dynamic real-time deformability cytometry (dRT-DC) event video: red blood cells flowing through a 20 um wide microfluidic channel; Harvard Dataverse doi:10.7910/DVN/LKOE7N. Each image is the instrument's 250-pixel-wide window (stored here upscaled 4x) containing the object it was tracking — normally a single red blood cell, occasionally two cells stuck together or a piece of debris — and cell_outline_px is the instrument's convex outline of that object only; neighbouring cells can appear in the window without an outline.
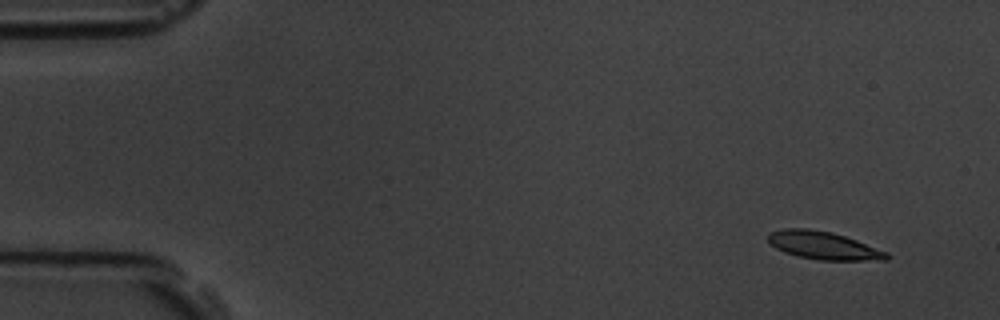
{"species": "common noctule bat (a hibernating species)", "species_latin": "Nyctalus noctula", "temperature_condition": "room temperature", "stored_images_in_passage": 7, "camera_frame_rate_fps": 3000, "um_per_image_px": 0.085, "animal": {"sex": "male", "body_mass_g": 19.5, "forearm_length_mm": 54.6}, "frame": {"image": 1, "passage_image": 1, "time_ms": 0.0, "image_size_px": [1000, 320], "cell_outline_px": [[892, 256], [888, 260], [820, 260], [800, 256], [784, 252], [776, 248], [768, 240], [768, 232], [784, 228], [808, 228], [832, 232], [856, 240], [888, 252]], "centroid_in_image_um": [70.02, 20.86], "position_along_channel_um": 15.0, "area_um2": 19.25}}
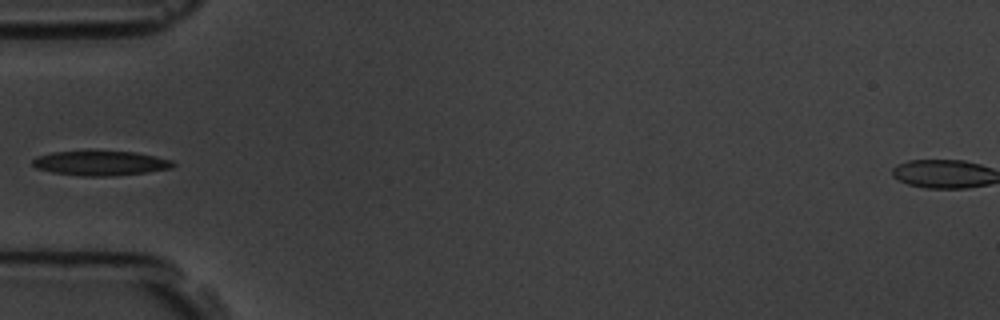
{"frame": {"image": 2, "passage_image": 5, "time_ms": 4.667, "image_size_px": [1000, 320], "cell_outline_px": [[176, 164], [172, 168], [144, 172], [112, 176], [84, 176], [52, 172], [36, 168], [32, 164], [32, 160], [36, 156], [52, 152], [88, 148], [136, 152], [156, 156], [172, 160]], "centroid_in_image_um": [8.5, 13.81], "position_along_channel_um": 76.5, "area_um2": 21.1}}
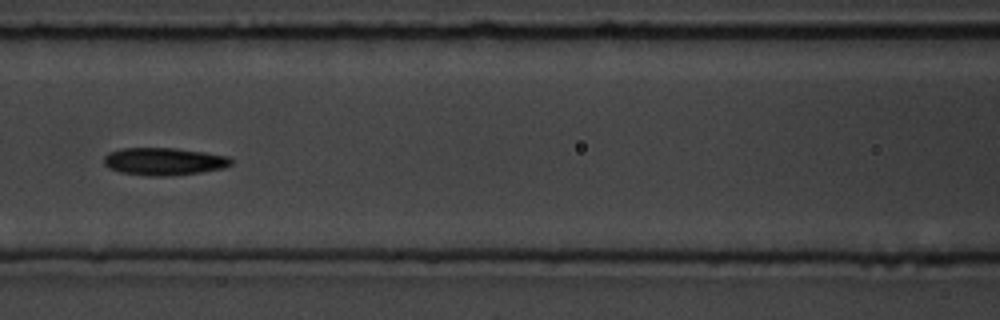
{"frame": {"image": 3, "passage_image": 7, "time_ms": 6.667, "image_size_px": [1000, 320], "cell_outline_px": [[232, 164], [224, 168], [200, 172], [164, 176], [148, 176], [120, 172], [108, 168], [104, 164], [104, 156], [108, 152], [120, 148], [176, 148], [204, 152], [228, 156], [232, 160]], "centroid_in_image_um": [13.91, 13.71], "position_along_channel_um": 152.7, "area_um2": 20.46}}